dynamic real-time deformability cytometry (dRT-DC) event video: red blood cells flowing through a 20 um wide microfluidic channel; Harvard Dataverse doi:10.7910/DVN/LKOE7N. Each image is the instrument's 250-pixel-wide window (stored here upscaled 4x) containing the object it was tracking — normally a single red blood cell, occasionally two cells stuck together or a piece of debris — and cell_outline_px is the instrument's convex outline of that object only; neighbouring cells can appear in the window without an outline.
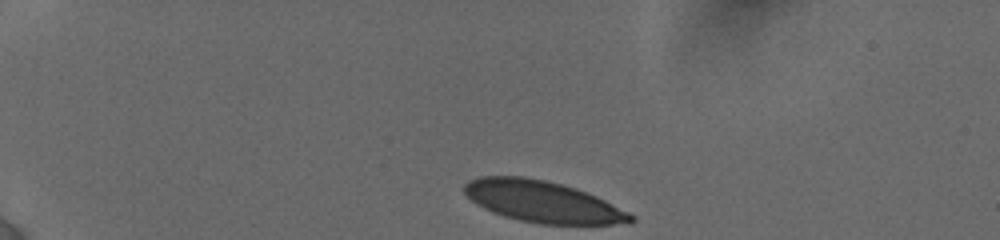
{"species": "human", "species_latin": "Homo sapiens", "temperature_condition": "cold", "stored_images_in_passage": 4, "camera_frame_rate_fps": 3000, "um_per_image_px": 0.085, "donor": {"sex": "female"}, "frame": {"image": 1, "passage_image": 1, "time_ms": 0.0, "image_size_px": [1000, 240], "cell_outline_px": [[636, 220], [612, 224], [540, 224], [520, 220], [504, 216], [492, 212], [476, 204], [464, 192], [464, 184], [468, 180], [480, 176], [524, 176], [544, 180], [576, 188], [596, 196], [636, 216]], "centroid_in_image_um": [46.09, 17.13], "position_along_channel_um": 38.9, "area_um2": 39.88}}
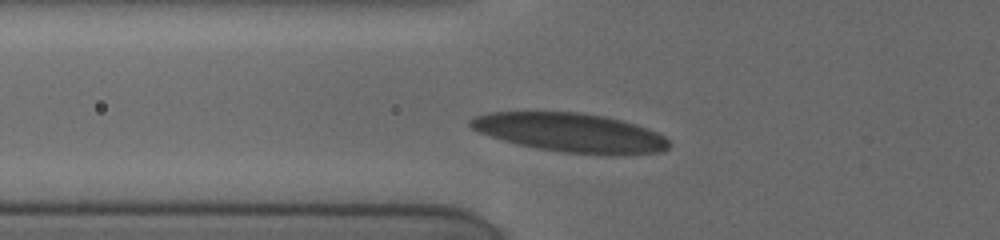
{"frame": {"image": 2, "passage_image": 4, "time_ms": 3.0, "image_size_px": [1000, 240], "cell_outline_px": [[672, 144], [664, 152], [616, 156], [604, 156], [560, 152], [520, 144], [504, 140], [476, 132], [468, 124], [468, 120], [476, 116], [488, 112], [580, 112], [604, 116], [624, 120], [636, 124], [656, 132], [664, 136]], "centroid_in_image_um": [48.55, 11.29], "position_along_channel_um": 77.3, "area_um2": 45.66}}